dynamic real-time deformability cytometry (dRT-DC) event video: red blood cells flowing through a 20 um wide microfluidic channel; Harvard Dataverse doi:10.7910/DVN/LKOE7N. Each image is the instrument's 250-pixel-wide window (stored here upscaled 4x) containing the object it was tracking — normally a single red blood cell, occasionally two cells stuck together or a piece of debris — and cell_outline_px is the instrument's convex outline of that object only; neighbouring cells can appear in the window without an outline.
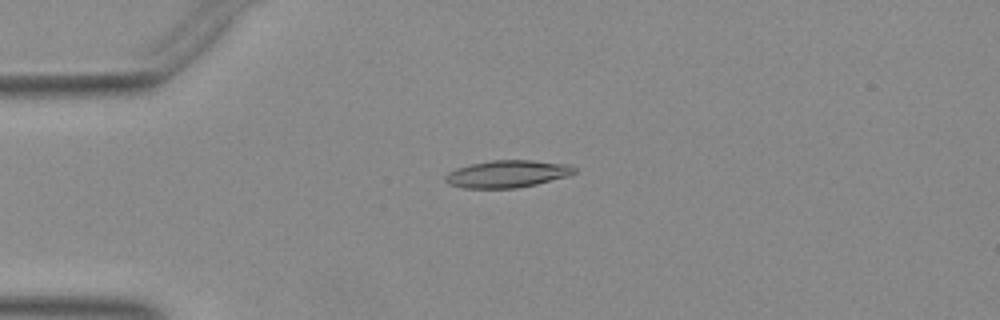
{"species": "Egyptian fruit bat (a non-hibernating species)", "species_latin": "Rousettus aegyptiacus", "temperature_condition": "warm", "stored_images_in_passage": 50, "camera_frame_rate_fps": 3000, "um_per_image_px": 0.085, "animal": {"sex": "female"}, "frame": {"image": 1, "passage_image": 12, "time_ms": 3.667, "image_size_px": [1000, 320], "cell_outline_px": [[576, 172], [568, 176], [536, 184], [516, 188], [464, 188], [448, 184], [444, 180], [444, 176], [448, 172], [456, 168], [472, 164], [492, 160], [532, 160], [572, 164], [576, 168]], "centroid_in_image_um": [43.13, 14.78], "position_along_channel_um": 41.9, "area_um2": 20.63}}
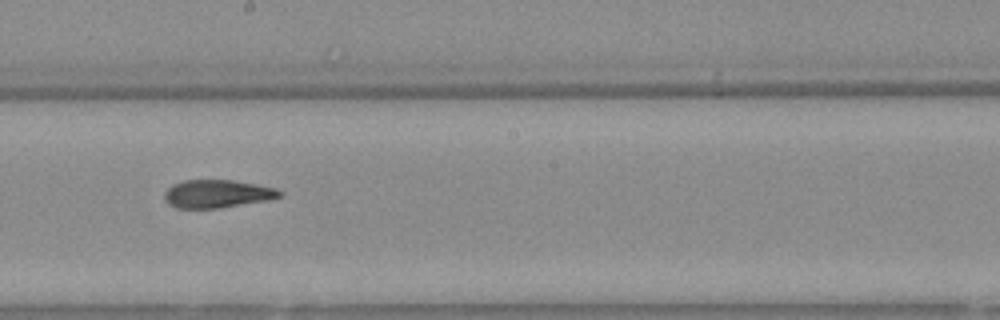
{"frame": {"image": 2, "passage_image": 28, "time_ms": 9.0, "image_size_px": [1000, 320], "cell_outline_px": [[284, 192], [280, 196], [268, 200], [216, 208], [176, 208], [168, 204], [164, 200], [164, 192], [172, 184], [184, 180], [232, 180], [256, 184], [276, 188]], "centroid_in_image_um": [18.43, 16.47], "position_along_channel_um": 229.8, "area_um2": 18.79}}
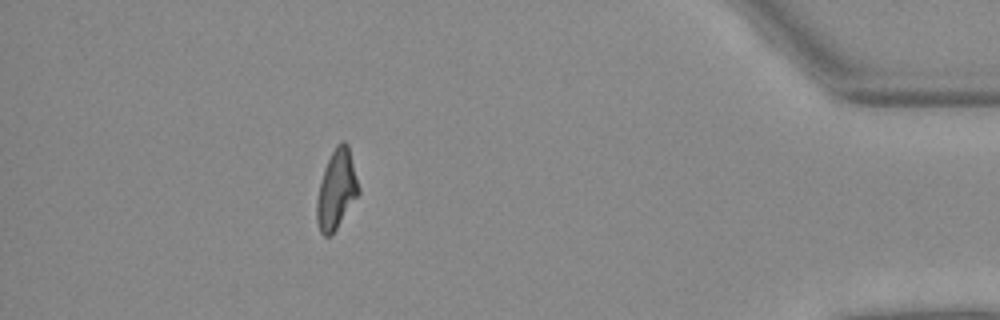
{"frame": {"image": 3, "passage_image": 45, "time_ms": 14.667, "image_size_px": [1000, 320], "cell_outline_px": [[360, 192], [336, 228], [328, 236], [324, 236], [320, 232], [316, 220], [316, 200], [324, 168], [336, 144], [340, 140], [344, 140], [348, 144], [360, 188]], "centroid_in_image_um": [28.6, 16.07], "position_along_channel_um": 406.6, "area_um2": 19.13}}